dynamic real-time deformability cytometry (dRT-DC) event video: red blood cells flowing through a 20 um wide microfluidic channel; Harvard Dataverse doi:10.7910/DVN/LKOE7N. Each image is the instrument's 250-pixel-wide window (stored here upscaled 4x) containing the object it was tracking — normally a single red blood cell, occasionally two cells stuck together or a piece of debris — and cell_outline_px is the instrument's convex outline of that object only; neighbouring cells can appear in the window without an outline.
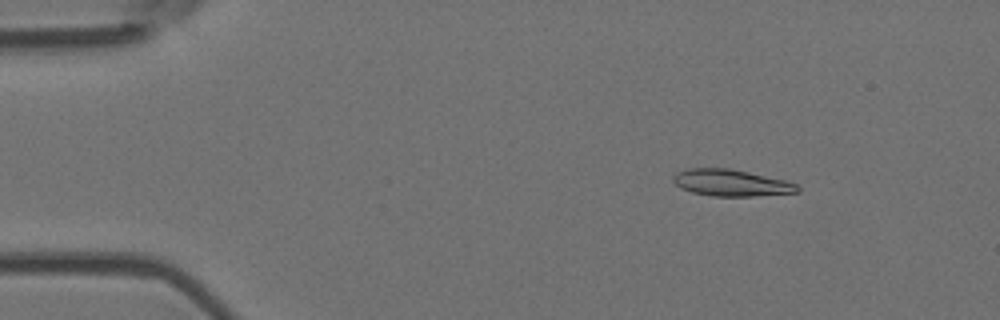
{"species": "Egyptian fruit bat (a non-hibernating species)", "species_latin": "Rousettus aegyptiacus", "temperature_condition": "room temperature", "stored_images_in_passage": 6, "camera_frame_rate_fps": 3000, "um_per_image_px": 0.085, "animal": {"sex": "female"}, "frame": {"image": 1, "passage_image": 2, "time_ms": 0.333, "image_size_px": [1000, 320], "cell_outline_px": [[800, 192], [752, 196], [712, 196], [692, 192], [680, 188], [672, 180], [672, 176], [676, 172], [688, 168], [728, 168], [748, 172], [784, 180], [796, 184], [800, 188]], "centroid_in_image_um": [62.11, 15.54], "position_along_channel_um": 22.9, "area_um2": 19.25}}
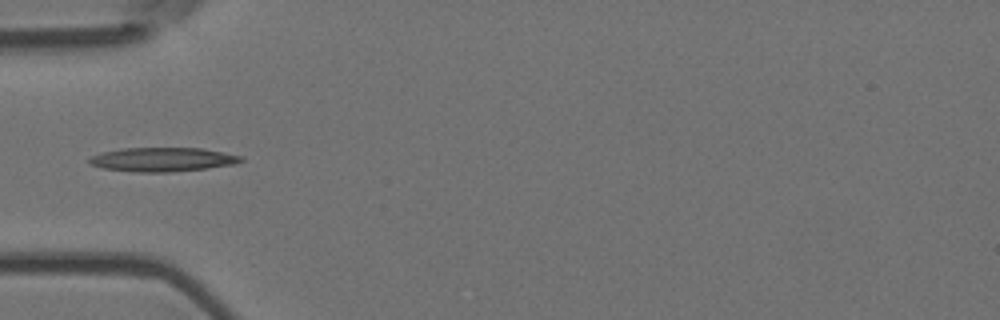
{"frame": {"image": 2, "passage_image": 5, "time_ms": 1.333, "image_size_px": [1000, 320], "cell_outline_px": [[244, 160], [236, 164], [208, 168], [168, 172], [132, 172], [104, 168], [88, 164], [88, 160], [92, 156], [104, 152], [120, 148], [204, 148], [244, 156]], "centroid_in_image_um": [13.86, 13.55], "position_along_channel_um": 71.1, "area_um2": 21.39}}
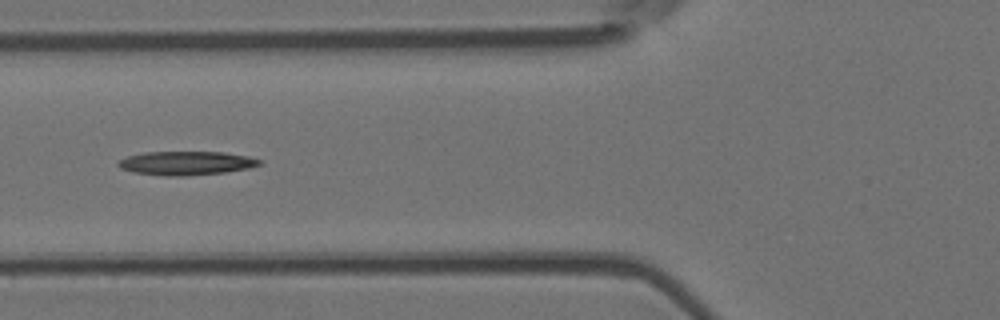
{"frame": {"image": 3, "passage_image": 6, "time_ms": 1.667, "image_size_px": [1000, 320], "cell_outline_px": [[264, 164], [248, 168], [224, 172], [188, 176], [164, 176], [132, 172], [120, 168], [116, 164], [116, 160], [128, 156], [144, 152], [224, 152], [248, 156], [264, 160]], "centroid_in_image_um": [15.82, 13.87], "position_along_channel_um": 110.0, "area_um2": 19.88}}